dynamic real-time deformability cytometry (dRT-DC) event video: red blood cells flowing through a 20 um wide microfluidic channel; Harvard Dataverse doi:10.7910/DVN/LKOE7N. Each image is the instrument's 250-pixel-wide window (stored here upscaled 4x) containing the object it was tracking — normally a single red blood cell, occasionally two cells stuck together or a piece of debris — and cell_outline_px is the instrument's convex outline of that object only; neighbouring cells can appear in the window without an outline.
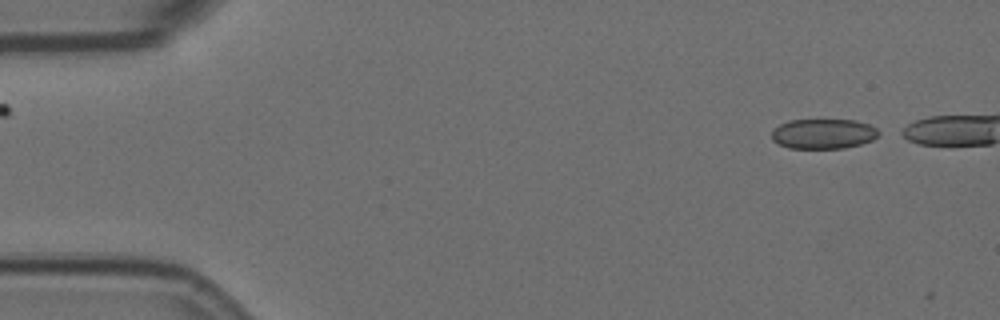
{"species": "Egyptian fruit bat (a non-hibernating species)", "species_latin": "Rousettus aegyptiacus", "temperature_condition": "room temperature", "stored_images_in_passage": 6, "camera_frame_rate_fps": 3000, "um_per_image_px": 0.085, "animal": {"sex": "female"}, "frame": {"image": 1, "passage_image": 1, "time_ms": 0.0, "image_size_px": [1000, 320], "cell_outline_px": [[884, 132], [872, 140], [860, 144], [844, 148], [788, 148], [776, 144], [772, 140], [772, 128], [788, 120], [856, 120], [868, 124]], "centroid_in_image_um": [69.98, 11.37], "position_along_channel_um": 15.0, "area_um2": 18.96}}